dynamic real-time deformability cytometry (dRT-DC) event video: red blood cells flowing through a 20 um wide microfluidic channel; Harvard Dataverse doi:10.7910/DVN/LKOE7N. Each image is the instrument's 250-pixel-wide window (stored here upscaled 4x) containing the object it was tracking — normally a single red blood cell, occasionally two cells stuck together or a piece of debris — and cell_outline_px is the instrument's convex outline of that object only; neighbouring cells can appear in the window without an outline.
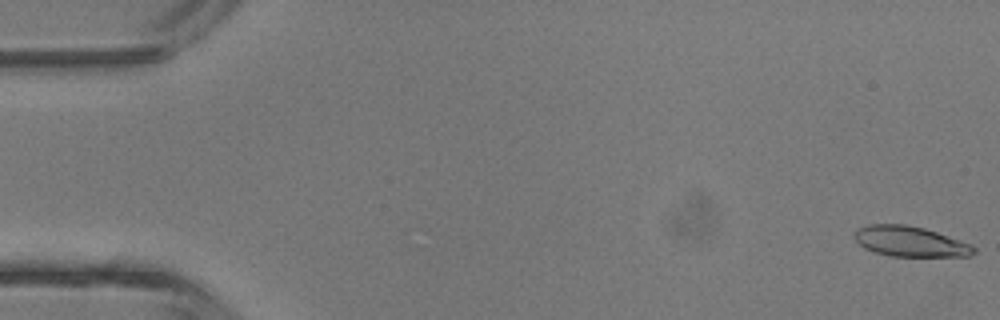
{"species": "common noctule bat (a hibernating species)", "species_latin": "Nyctalus noctula", "temperature_condition": "room temperature", "stored_images_in_passage": 5, "camera_frame_rate_fps": 3000, "um_per_image_px": 0.085, "animal": {"sex": "male", "body_mass_g": 13.3}, "frame": {"image": 1, "passage_image": 1, "time_ms": 0.0, "image_size_px": [1000, 320], "cell_outline_px": [[976, 252], [968, 256], [892, 256], [872, 252], [864, 248], [852, 236], [856, 228], [868, 224], [904, 224], [924, 228], [972, 244], [976, 248]], "centroid_in_image_um": [77.33, 20.52], "position_along_channel_um": 7.7, "area_um2": 21.21}}